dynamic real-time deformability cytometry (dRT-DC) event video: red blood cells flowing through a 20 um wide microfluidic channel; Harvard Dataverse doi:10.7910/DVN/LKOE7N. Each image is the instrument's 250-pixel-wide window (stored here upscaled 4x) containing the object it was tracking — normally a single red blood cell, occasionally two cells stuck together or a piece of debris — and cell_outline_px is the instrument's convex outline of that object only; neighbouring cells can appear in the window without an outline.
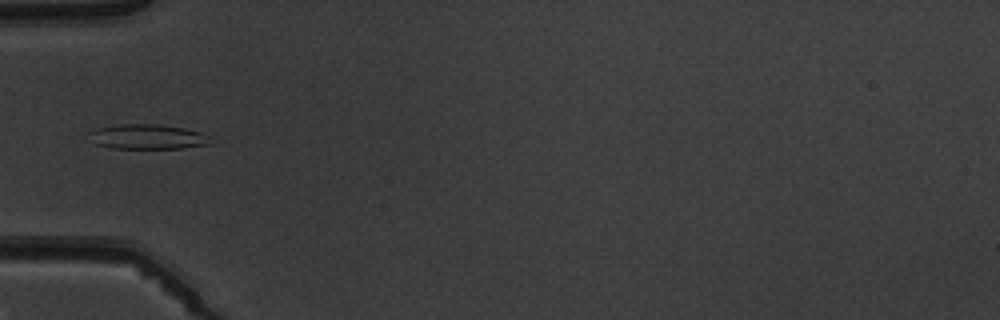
{"species": "common noctule bat (a hibernating species)", "species_latin": "Nyctalus noctula", "temperature_condition": "warm", "stored_images_in_passage": 5, "camera_frame_rate_fps": 3000, "um_per_image_px": 0.085, "animal": {"sex": "male", "body_mass_g": 19.5, "forearm_length_mm": 54.6}, "frame": {"image": 1, "passage_image": 5, "time_ms": 5.667, "image_size_px": [1000, 320], "cell_outline_px": [[212, 144], [180, 148], [112, 148], [96, 144], [88, 132], [96, 128], [120, 124], [156, 124], [184, 128], [200, 132], [208, 136]], "centroid_in_image_um": [12.55, 11.62], "position_along_channel_um": 72.5, "area_um2": 17.4}}